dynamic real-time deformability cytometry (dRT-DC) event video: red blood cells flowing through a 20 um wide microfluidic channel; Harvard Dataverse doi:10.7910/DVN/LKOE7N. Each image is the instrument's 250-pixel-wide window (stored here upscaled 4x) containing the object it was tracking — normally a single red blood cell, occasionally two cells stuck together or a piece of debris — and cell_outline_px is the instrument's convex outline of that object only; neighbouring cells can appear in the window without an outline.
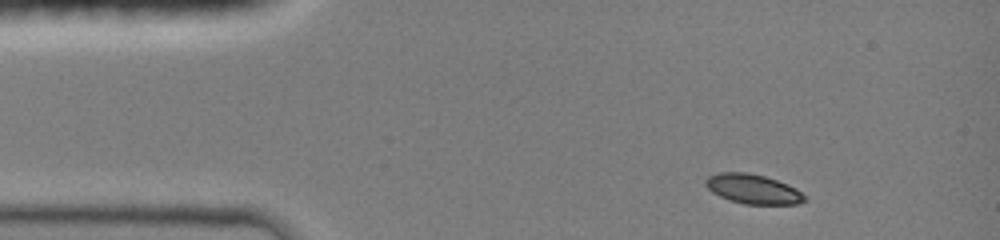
{"species": "common noctule bat (a hibernating species)", "species_latin": "Nyctalus noctula", "temperature_condition": "room temperature", "stored_images_in_passage": 39, "camera_frame_rate_fps": 3000, "um_per_image_px": 0.085, "animal": {"sex": "female", "body_mass_g": 19.0, "forearm_length_mm": 51.5}, "frame": {"image": 1, "passage_image": 1, "time_ms": 0.0, "image_size_px": [1000, 240], "cell_outline_px": [[808, 200], [796, 204], [744, 204], [728, 200], [712, 192], [704, 184], [704, 180], [708, 176], [720, 172], [748, 172], [764, 176], [788, 184], [796, 188], [808, 196]], "centroid_in_image_um": [64.02, 16.07], "position_along_channel_um": 21.0, "area_um2": 17.28}}
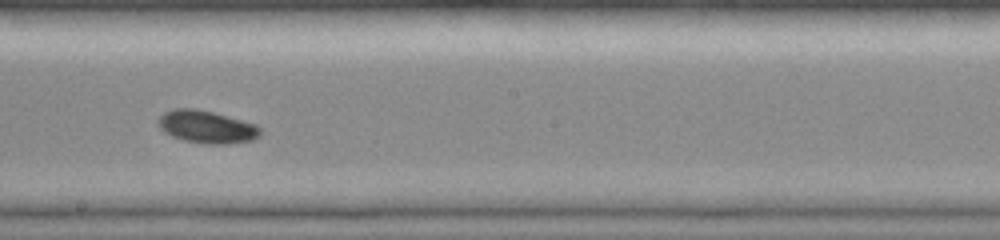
{"frame": {"image": 2, "passage_image": 21, "time_ms": 6.667, "image_size_px": [1000, 240], "cell_outline_px": [[260, 136], [252, 140], [224, 144], [208, 144], [184, 140], [172, 136], [164, 132], [160, 128], [156, 120], [164, 112], [176, 108], [196, 108], [212, 112], [256, 124], [260, 128]], "centroid_in_image_um": [17.54, 10.78], "position_along_channel_um": 230.7, "area_um2": 19.31}}
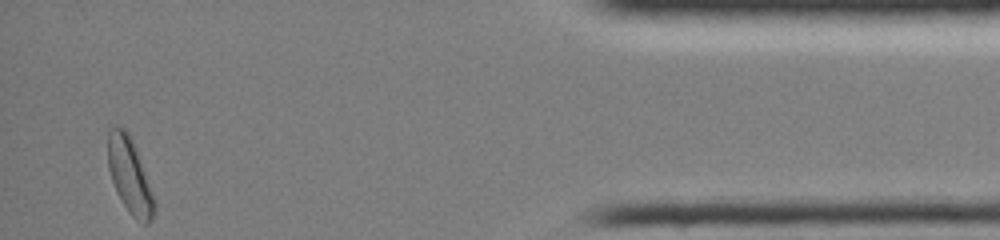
{"frame": {"image": 3, "passage_image": 39, "time_ms": 12.667, "image_size_px": [1000, 240], "cell_outline_px": [[156, 208], [152, 220], [148, 224], [144, 224], [136, 220], [128, 212], [120, 200], [116, 192], [108, 168], [108, 128], [112, 124], [124, 128], [128, 132], [132, 140], [156, 200]], "centroid_in_image_um": [11.02, 14.96], "position_along_channel_um": 424.2, "area_um2": 20.63}}